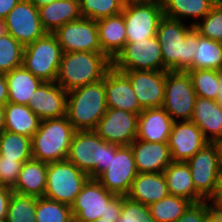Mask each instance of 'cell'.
<instances>
[{
    "instance_id": "6da1fadb",
    "label": "cell",
    "mask_w": 222,
    "mask_h": 222,
    "mask_svg": "<svg viewBox=\"0 0 222 222\" xmlns=\"http://www.w3.org/2000/svg\"><path fill=\"white\" fill-rule=\"evenodd\" d=\"M185 23V20L165 16L159 23L156 37L161 46L163 66L168 71L192 70L197 46V30Z\"/></svg>"
},
{
    "instance_id": "7a4b0ae2",
    "label": "cell",
    "mask_w": 222,
    "mask_h": 222,
    "mask_svg": "<svg viewBox=\"0 0 222 222\" xmlns=\"http://www.w3.org/2000/svg\"><path fill=\"white\" fill-rule=\"evenodd\" d=\"M112 61L102 52H67L61 57L56 82L65 90L104 79Z\"/></svg>"
},
{
    "instance_id": "3957f363",
    "label": "cell",
    "mask_w": 222,
    "mask_h": 222,
    "mask_svg": "<svg viewBox=\"0 0 222 222\" xmlns=\"http://www.w3.org/2000/svg\"><path fill=\"white\" fill-rule=\"evenodd\" d=\"M106 111L105 76L67 93L66 116L76 131L95 130Z\"/></svg>"
},
{
    "instance_id": "277c9868",
    "label": "cell",
    "mask_w": 222,
    "mask_h": 222,
    "mask_svg": "<svg viewBox=\"0 0 222 222\" xmlns=\"http://www.w3.org/2000/svg\"><path fill=\"white\" fill-rule=\"evenodd\" d=\"M118 147L106 142L94 130L76 131L66 159L89 178L96 179L108 168Z\"/></svg>"
},
{
    "instance_id": "5b68a950",
    "label": "cell",
    "mask_w": 222,
    "mask_h": 222,
    "mask_svg": "<svg viewBox=\"0 0 222 222\" xmlns=\"http://www.w3.org/2000/svg\"><path fill=\"white\" fill-rule=\"evenodd\" d=\"M75 132L67 116L41 120L31 138L32 158L45 163L65 160Z\"/></svg>"
},
{
    "instance_id": "8992f818",
    "label": "cell",
    "mask_w": 222,
    "mask_h": 222,
    "mask_svg": "<svg viewBox=\"0 0 222 222\" xmlns=\"http://www.w3.org/2000/svg\"><path fill=\"white\" fill-rule=\"evenodd\" d=\"M62 49L54 33H46L24 47L22 65L42 82H55Z\"/></svg>"
},
{
    "instance_id": "52a82bcc",
    "label": "cell",
    "mask_w": 222,
    "mask_h": 222,
    "mask_svg": "<svg viewBox=\"0 0 222 222\" xmlns=\"http://www.w3.org/2000/svg\"><path fill=\"white\" fill-rule=\"evenodd\" d=\"M126 43H134L156 36L164 17L161 0H126L123 11Z\"/></svg>"
},
{
    "instance_id": "ba28073f",
    "label": "cell",
    "mask_w": 222,
    "mask_h": 222,
    "mask_svg": "<svg viewBox=\"0 0 222 222\" xmlns=\"http://www.w3.org/2000/svg\"><path fill=\"white\" fill-rule=\"evenodd\" d=\"M89 176L67 159L47 163L44 197L71 206Z\"/></svg>"
},
{
    "instance_id": "9c48e42d",
    "label": "cell",
    "mask_w": 222,
    "mask_h": 222,
    "mask_svg": "<svg viewBox=\"0 0 222 222\" xmlns=\"http://www.w3.org/2000/svg\"><path fill=\"white\" fill-rule=\"evenodd\" d=\"M196 98L188 72L167 71L162 108L174 121L191 120Z\"/></svg>"
},
{
    "instance_id": "30bf717a",
    "label": "cell",
    "mask_w": 222,
    "mask_h": 222,
    "mask_svg": "<svg viewBox=\"0 0 222 222\" xmlns=\"http://www.w3.org/2000/svg\"><path fill=\"white\" fill-rule=\"evenodd\" d=\"M116 70L164 71L162 51L156 36L126 43L112 61Z\"/></svg>"
},
{
    "instance_id": "8fae6325",
    "label": "cell",
    "mask_w": 222,
    "mask_h": 222,
    "mask_svg": "<svg viewBox=\"0 0 222 222\" xmlns=\"http://www.w3.org/2000/svg\"><path fill=\"white\" fill-rule=\"evenodd\" d=\"M138 171L130 145L119 146L111 161L96 180L116 196H127Z\"/></svg>"
},
{
    "instance_id": "7c38bea8",
    "label": "cell",
    "mask_w": 222,
    "mask_h": 222,
    "mask_svg": "<svg viewBox=\"0 0 222 222\" xmlns=\"http://www.w3.org/2000/svg\"><path fill=\"white\" fill-rule=\"evenodd\" d=\"M195 190L205 199L214 197L220 152L216 143H208L187 162Z\"/></svg>"
},
{
    "instance_id": "4fadbf2b",
    "label": "cell",
    "mask_w": 222,
    "mask_h": 222,
    "mask_svg": "<svg viewBox=\"0 0 222 222\" xmlns=\"http://www.w3.org/2000/svg\"><path fill=\"white\" fill-rule=\"evenodd\" d=\"M62 52H102L97 21L80 17L61 26L55 33Z\"/></svg>"
},
{
    "instance_id": "5bb4252c",
    "label": "cell",
    "mask_w": 222,
    "mask_h": 222,
    "mask_svg": "<svg viewBox=\"0 0 222 222\" xmlns=\"http://www.w3.org/2000/svg\"><path fill=\"white\" fill-rule=\"evenodd\" d=\"M4 20L7 33L24 47L47 33L42 26L38 8L30 0H20Z\"/></svg>"
},
{
    "instance_id": "9a60e30c",
    "label": "cell",
    "mask_w": 222,
    "mask_h": 222,
    "mask_svg": "<svg viewBox=\"0 0 222 222\" xmlns=\"http://www.w3.org/2000/svg\"><path fill=\"white\" fill-rule=\"evenodd\" d=\"M138 117L129 111L107 108L94 131L108 143L130 145L137 138Z\"/></svg>"
},
{
    "instance_id": "2e32d148",
    "label": "cell",
    "mask_w": 222,
    "mask_h": 222,
    "mask_svg": "<svg viewBox=\"0 0 222 222\" xmlns=\"http://www.w3.org/2000/svg\"><path fill=\"white\" fill-rule=\"evenodd\" d=\"M115 196L96 179L89 178L71 205L74 222H94L98 220L101 216H104L107 204Z\"/></svg>"
},
{
    "instance_id": "e0dca14e",
    "label": "cell",
    "mask_w": 222,
    "mask_h": 222,
    "mask_svg": "<svg viewBox=\"0 0 222 222\" xmlns=\"http://www.w3.org/2000/svg\"><path fill=\"white\" fill-rule=\"evenodd\" d=\"M123 72L132 85L140 106L143 109L160 108L165 98L166 73L164 71L118 70Z\"/></svg>"
},
{
    "instance_id": "ac0fdd59",
    "label": "cell",
    "mask_w": 222,
    "mask_h": 222,
    "mask_svg": "<svg viewBox=\"0 0 222 222\" xmlns=\"http://www.w3.org/2000/svg\"><path fill=\"white\" fill-rule=\"evenodd\" d=\"M208 142L198 126L190 120L174 121L168 146L174 162H187Z\"/></svg>"
},
{
    "instance_id": "d6986e66",
    "label": "cell",
    "mask_w": 222,
    "mask_h": 222,
    "mask_svg": "<svg viewBox=\"0 0 222 222\" xmlns=\"http://www.w3.org/2000/svg\"><path fill=\"white\" fill-rule=\"evenodd\" d=\"M67 91L56 81L42 82L29 100V108L41 119L66 116Z\"/></svg>"
},
{
    "instance_id": "ffe728a7",
    "label": "cell",
    "mask_w": 222,
    "mask_h": 222,
    "mask_svg": "<svg viewBox=\"0 0 222 222\" xmlns=\"http://www.w3.org/2000/svg\"><path fill=\"white\" fill-rule=\"evenodd\" d=\"M105 91L107 108L125 110L138 115L144 110L128 77L113 66L105 75Z\"/></svg>"
},
{
    "instance_id": "44dd1931",
    "label": "cell",
    "mask_w": 222,
    "mask_h": 222,
    "mask_svg": "<svg viewBox=\"0 0 222 222\" xmlns=\"http://www.w3.org/2000/svg\"><path fill=\"white\" fill-rule=\"evenodd\" d=\"M130 147L138 173H163L173 161L168 142H148L135 139Z\"/></svg>"
},
{
    "instance_id": "7402d4cb",
    "label": "cell",
    "mask_w": 222,
    "mask_h": 222,
    "mask_svg": "<svg viewBox=\"0 0 222 222\" xmlns=\"http://www.w3.org/2000/svg\"><path fill=\"white\" fill-rule=\"evenodd\" d=\"M190 121L198 126L208 143L222 140V108L217 101L197 96Z\"/></svg>"
},
{
    "instance_id": "603a6c76",
    "label": "cell",
    "mask_w": 222,
    "mask_h": 222,
    "mask_svg": "<svg viewBox=\"0 0 222 222\" xmlns=\"http://www.w3.org/2000/svg\"><path fill=\"white\" fill-rule=\"evenodd\" d=\"M174 120L162 108L144 109L138 117V140L168 142Z\"/></svg>"
},
{
    "instance_id": "cb8c5ba5",
    "label": "cell",
    "mask_w": 222,
    "mask_h": 222,
    "mask_svg": "<svg viewBox=\"0 0 222 222\" xmlns=\"http://www.w3.org/2000/svg\"><path fill=\"white\" fill-rule=\"evenodd\" d=\"M97 28L102 53L113 61L126 44L123 14L97 20Z\"/></svg>"
},
{
    "instance_id": "d4e9b609",
    "label": "cell",
    "mask_w": 222,
    "mask_h": 222,
    "mask_svg": "<svg viewBox=\"0 0 222 222\" xmlns=\"http://www.w3.org/2000/svg\"><path fill=\"white\" fill-rule=\"evenodd\" d=\"M169 195L163 173H138L127 197L144 205H150Z\"/></svg>"
},
{
    "instance_id": "484cf974",
    "label": "cell",
    "mask_w": 222,
    "mask_h": 222,
    "mask_svg": "<svg viewBox=\"0 0 222 222\" xmlns=\"http://www.w3.org/2000/svg\"><path fill=\"white\" fill-rule=\"evenodd\" d=\"M47 163L31 158L25 161L19 173L13 192L44 197L46 189Z\"/></svg>"
},
{
    "instance_id": "4316f807",
    "label": "cell",
    "mask_w": 222,
    "mask_h": 222,
    "mask_svg": "<svg viewBox=\"0 0 222 222\" xmlns=\"http://www.w3.org/2000/svg\"><path fill=\"white\" fill-rule=\"evenodd\" d=\"M39 17L47 33H55L64 24L79 19V0H56L38 8Z\"/></svg>"
},
{
    "instance_id": "83f0119b",
    "label": "cell",
    "mask_w": 222,
    "mask_h": 222,
    "mask_svg": "<svg viewBox=\"0 0 222 222\" xmlns=\"http://www.w3.org/2000/svg\"><path fill=\"white\" fill-rule=\"evenodd\" d=\"M170 195L179 196L198 203L205 199L195 190L190 167L186 162L172 161L163 172Z\"/></svg>"
},
{
    "instance_id": "f1b7e54d",
    "label": "cell",
    "mask_w": 222,
    "mask_h": 222,
    "mask_svg": "<svg viewBox=\"0 0 222 222\" xmlns=\"http://www.w3.org/2000/svg\"><path fill=\"white\" fill-rule=\"evenodd\" d=\"M8 87V102L28 105L42 81L23 65L5 74Z\"/></svg>"
},
{
    "instance_id": "f546056e",
    "label": "cell",
    "mask_w": 222,
    "mask_h": 222,
    "mask_svg": "<svg viewBox=\"0 0 222 222\" xmlns=\"http://www.w3.org/2000/svg\"><path fill=\"white\" fill-rule=\"evenodd\" d=\"M218 1L221 0H161L165 17L181 21L194 18L192 26L201 21Z\"/></svg>"
},
{
    "instance_id": "4dcf8cb0",
    "label": "cell",
    "mask_w": 222,
    "mask_h": 222,
    "mask_svg": "<svg viewBox=\"0 0 222 222\" xmlns=\"http://www.w3.org/2000/svg\"><path fill=\"white\" fill-rule=\"evenodd\" d=\"M40 123L41 119L28 105L5 104V130L32 138Z\"/></svg>"
},
{
    "instance_id": "1f68e13d",
    "label": "cell",
    "mask_w": 222,
    "mask_h": 222,
    "mask_svg": "<svg viewBox=\"0 0 222 222\" xmlns=\"http://www.w3.org/2000/svg\"><path fill=\"white\" fill-rule=\"evenodd\" d=\"M209 69L222 71V43L203 37L197 31V46L192 70Z\"/></svg>"
},
{
    "instance_id": "d6a6232c",
    "label": "cell",
    "mask_w": 222,
    "mask_h": 222,
    "mask_svg": "<svg viewBox=\"0 0 222 222\" xmlns=\"http://www.w3.org/2000/svg\"><path fill=\"white\" fill-rule=\"evenodd\" d=\"M192 202L186 198L168 195L149 205L151 216L156 222H176Z\"/></svg>"
},
{
    "instance_id": "836d02e7",
    "label": "cell",
    "mask_w": 222,
    "mask_h": 222,
    "mask_svg": "<svg viewBox=\"0 0 222 222\" xmlns=\"http://www.w3.org/2000/svg\"><path fill=\"white\" fill-rule=\"evenodd\" d=\"M0 155L18 162H25L32 158L31 138L3 131L0 134Z\"/></svg>"
},
{
    "instance_id": "e575fe53",
    "label": "cell",
    "mask_w": 222,
    "mask_h": 222,
    "mask_svg": "<svg viewBox=\"0 0 222 222\" xmlns=\"http://www.w3.org/2000/svg\"><path fill=\"white\" fill-rule=\"evenodd\" d=\"M37 198L13 192L5 222H36Z\"/></svg>"
},
{
    "instance_id": "d590c367",
    "label": "cell",
    "mask_w": 222,
    "mask_h": 222,
    "mask_svg": "<svg viewBox=\"0 0 222 222\" xmlns=\"http://www.w3.org/2000/svg\"><path fill=\"white\" fill-rule=\"evenodd\" d=\"M198 97L217 101L219 92V71L196 69L187 71Z\"/></svg>"
},
{
    "instance_id": "8d00e7d4",
    "label": "cell",
    "mask_w": 222,
    "mask_h": 222,
    "mask_svg": "<svg viewBox=\"0 0 222 222\" xmlns=\"http://www.w3.org/2000/svg\"><path fill=\"white\" fill-rule=\"evenodd\" d=\"M126 0H79L81 17L92 20L115 16L123 11Z\"/></svg>"
},
{
    "instance_id": "74e56055",
    "label": "cell",
    "mask_w": 222,
    "mask_h": 222,
    "mask_svg": "<svg viewBox=\"0 0 222 222\" xmlns=\"http://www.w3.org/2000/svg\"><path fill=\"white\" fill-rule=\"evenodd\" d=\"M36 222H74L71 206L39 197L36 204Z\"/></svg>"
},
{
    "instance_id": "f35d334b",
    "label": "cell",
    "mask_w": 222,
    "mask_h": 222,
    "mask_svg": "<svg viewBox=\"0 0 222 222\" xmlns=\"http://www.w3.org/2000/svg\"><path fill=\"white\" fill-rule=\"evenodd\" d=\"M24 46L9 33L0 37V73H8L23 63Z\"/></svg>"
},
{
    "instance_id": "ab89813d",
    "label": "cell",
    "mask_w": 222,
    "mask_h": 222,
    "mask_svg": "<svg viewBox=\"0 0 222 222\" xmlns=\"http://www.w3.org/2000/svg\"><path fill=\"white\" fill-rule=\"evenodd\" d=\"M194 28L201 36L222 43V0L218 1Z\"/></svg>"
},
{
    "instance_id": "60d3db41",
    "label": "cell",
    "mask_w": 222,
    "mask_h": 222,
    "mask_svg": "<svg viewBox=\"0 0 222 222\" xmlns=\"http://www.w3.org/2000/svg\"><path fill=\"white\" fill-rule=\"evenodd\" d=\"M117 222H156L151 216L148 205L122 196V210Z\"/></svg>"
},
{
    "instance_id": "b9f144b4",
    "label": "cell",
    "mask_w": 222,
    "mask_h": 222,
    "mask_svg": "<svg viewBox=\"0 0 222 222\" xmlns=\"http://www.w3.org/2000/svg\"><path fill=\"white\" fill-rule=\"evenodd\" d=\"M24 162L0 155V186L13 188L17 182Z\"/></svg>"
},
{
    "instance_id": "7bdbcfd3",
    "label": "cell",
    "mask_w": 222,
    "mask_h": 222,
    "mask_svg": "<svg viewBox=\"0 0 222 222\" xmlns=\"http://www.w3.org/2000/svg\"><path fill=\"white\" fill-rule=\"evenodd\" d=\"M212 216L209 200L192 203L176 222H206Z\"/></svg>"
},
{
    "instance_id": "ee69618b",
    "label": "cell",
    "mask_w": 222,
    "mask_h": 222,
    "mask_svg": "<svg viewBox=\"0 0 222 222\" xmlns=\"http://www.w3.org/2000/svg\"><path fill=\"white\" fill-rule=\"evenodd\" d=\"M122 210V196H115L108 204L104 216V220L117 222L120 218Z\"/></svg>"
},
{
    "instance_id": "f6af8a7d",
    "label": "cell",
    "mask_w": 222,
    "mask_h": 222,
    "mask_svg": "<svg viewBox=\"0 0 222 222\" xmlns=\"http://www.w3.org/2000/svg\"><path fill=\"white\" fill-rule=\"evenodd\" d=\"M12 193V188L0 186V221L6 219L8 204Z\"/></svg>"
},
{
    "instance_id": "bcb514c9",
    "label": "cell",
    "mask_w": 222,
    "mask_h": 222,
    "mask_svg": "<svg viewBox=\"0 0 222 222\" xmlns=\"http://www.w3.org/2000/svg\"><path fill=\"white\" fill-rule=\"evenodd\" d=\"M19 2L20 0H0V19L4 20Z\"/></svg>"
},
{
    "instance_id": "7dc6e473",
    "label": "cell",
    "mask_w": 222,
    "mask_h": 222,
    "mask_svg": "<svg viewBox=\"0 0 222 222\" xmlns=\"http://www.w3.org/2000/svg\"><path fill=\"white\" fill-rule=\"evenodd\" d=\"M6 103H8L6 76L4 73H0V104L5 105Z\"/></svg>"
},
{
    "instance_id": "c3c4849f",
    "label": "cell",
    "mask_w": 222,
    "mask_h": 222,
    "mask_svg": "<svg viewBox=\"0 0 222 222\" xmlns=\"http://www.w3.org/2000/svg\"><path fill=\"white\" fill-rule=\"evenodd\" d=\"M210 202L212 204V213H222V193H214V197Z\"/></svg>"
},
{
    "instance_id": "681fc988",
    "label": "cell",
    "mask_w": 222,
    "mask_h": 222,
    "mask_svg": "<svg viewBox=\"0 0 222 222\" xmlns=\"http://www.w3.org/2000/svg\"><path fill=\"white\" fill-rule=\"evenodd\" d=\"M214 193H222V164H220L219 170L217 173V181H216Z\"/></svg>"
},
{
    "instance_id": "f907efd6",
    "label": "cell",
    "mask_w": 222,
    "mask_h": 222,
    "mask_svg": "<svg viewBox=\"0 0 222 222\" xmlns=\"http://www.w3.org/2000/svg\"><path fill=\"white\" fill-rule=\"evenodd\" d=\"M5 131V105L0 104V134Z\"/></svg>"
},
{
    "instance_id": "816d5d0a",
    "label": "cell",
    "mask_w": 222,
    "mask_h": 222,
    "mask_svg": "<svg viewBox=\"0 0 222 222\" xmlns=\"http://www.w3.org/2000/svg\"><path fill=\"white\" fill-rule=\"evenodd\" d=\"M217 102L219 103V106L222 108V71H219V92H218Z\"/></svg>"
},
{
    "instance_id": "f5cc1de1",
    "label": "cell",
    "mask_w": 222,
    "mask_h": 222,
    "mask_svg": "<svg viewBox=\"0 0 222 222\" xmlns=\"http://www.w3.org/2000/svg\"><path fill=\"white\" fill-rule=\"evenodd\" d=\"M37 8L51 4L56 0H30Z\"/></svg>"
},
{
    "instance_id": "db71d44e",
    "label": "cell",
    "mask_w": 222,
    "mask_h": 222,
    "mask_svg": "<svg viewBox=\"0 0 222 222\" xmlns=\"http://www.w3.org/2000/svg\"><path fill=\"white\" fill-rule=\"evenodd\" d=\"M7 34V28L5 24V20L0 19V37Z\"/></svg>"
},
{
    "instance_id": "11a10c76",
    "label": "cell",
    "mask_w": 222,
    "mask_h": 222,
    "mask_svg": "<svg viewBox=\"0 0 222 222\" xmlns=\"http://www.w3.org/2000/svg\"><path fill=\"white\" fill-rule=\"evenodd\" d=\"M220 152V164H222V140L216 143Z\"/></svg>"
},
{
    "instance_id": "9f6ffc18",
    "label": "cell",
    "mask_w": 222,
    "mask_h": 222,
    "mask_svg": "<svg viewBox=\"0 0 222 222\" xmlns=\"http://www.w3.org/2000/svg\"><path fill=\"white\" fill-rule=\"evenodd\" d=\"M212 215H213L219 222H222V213H212Z\"/></svg>"
},
{
    "instance_id": "6f0895ef",
    "label": "cell",
    "mask_w": 222,
    "mask_h": 222,
    "mask_svg": "<svg viewBox=\"0 0 222 222\" xmlns=\"http://www.w3.org/2000/svg\"><path fill=\"white\" fill-rule=\"evenodd\" d=\"M206 222H219L213 215Z\"/></svg>"
},
{
    "instance_id": "680465c9",
    "label": "cell",
    "mask_w": 222,
    "mask_h": 222,
    "mask_svg": "<svg viewBox=\"0 0 222 222\" xmlns=\"http://www.w3.org/2000/svg\"><path fill=\"white\" fill-rule=\"evenodd\" d=\"M94 222H114V221H107V220H104L103 218H99L98 220Z\"/></svg>"
}]
</instances>
